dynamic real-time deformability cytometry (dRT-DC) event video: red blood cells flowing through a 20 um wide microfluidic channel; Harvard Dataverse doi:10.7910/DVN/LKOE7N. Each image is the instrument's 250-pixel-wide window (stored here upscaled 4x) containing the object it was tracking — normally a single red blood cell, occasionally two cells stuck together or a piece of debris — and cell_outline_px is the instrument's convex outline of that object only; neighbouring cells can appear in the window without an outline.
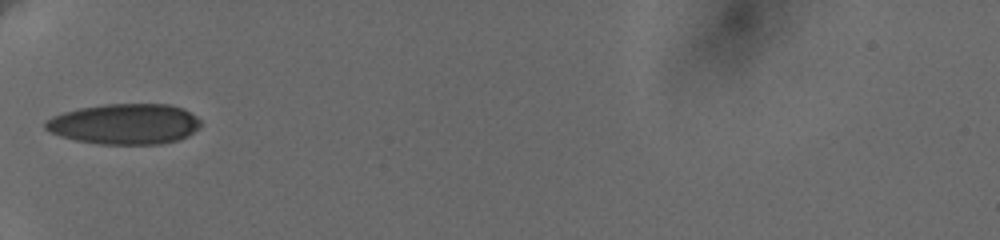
{"species": "human", "species_latin": "Homo sapiens", "temperature_condition": "cold", "stored_images_in_passage": 3, "camera_frame_rate_fps": 3000, "um_per_image_px": 0.085, "donor": {"sex": "female"}, "frame": {"image": 1, "passage_image": 1, "time_ms": 0.0, "image_size_px": [1000, 240], "cell_outline_px": [[200, 128], [188, 136], [180, 140], [160, 144], [96, 144], [76, 140], [60, 136], [44, 128], [44, 120], [52, 116], [64, 112], [80, 108], [104, 104], [168, 104], [180, 108], [196, 116], [200, 120]], "centroid_in_image_um": [10.59, 10.55], "position_along_channel_um": 74.4, "area_um2": 36.82}}